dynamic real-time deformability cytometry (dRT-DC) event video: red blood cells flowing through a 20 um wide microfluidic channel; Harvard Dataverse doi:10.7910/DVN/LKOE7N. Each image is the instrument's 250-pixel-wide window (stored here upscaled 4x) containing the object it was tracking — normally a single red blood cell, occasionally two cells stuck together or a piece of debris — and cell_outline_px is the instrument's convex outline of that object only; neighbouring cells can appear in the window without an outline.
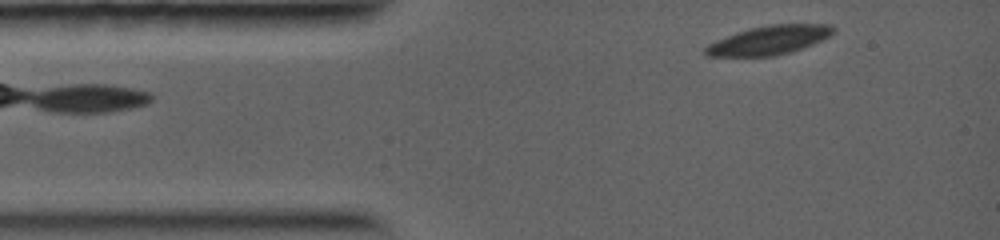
{"species": "common noctule bat (a hibernating species)", "species_latin": "Nyctalus noctula", "temperature_condition": "warm", "stored_images_in_passage": 18, "camera_frame_rate_fps": 5000, "um_per_image_px": 0.085, "animal": {"sex": "female", "body_mass_g": 19.0, "forearm_length_mm": 56.7}, "frame": {"image": 1, "passage_image": 1, "time_ms": 0.0, "image_size_px": [1000, 240], "cell_outline_px": [[836, 32], [812, 44], [792, 52], [776, 56], [704, 56], [704, 48], [708, 44], [716, 40], [736, 32], [748, 28], [768, 24], [832, 24], [836, 28]], "centroid_in_image_um": [65.37, 3.41], "position_along_channel_um": 19.6, "area_um2": 21.73}}
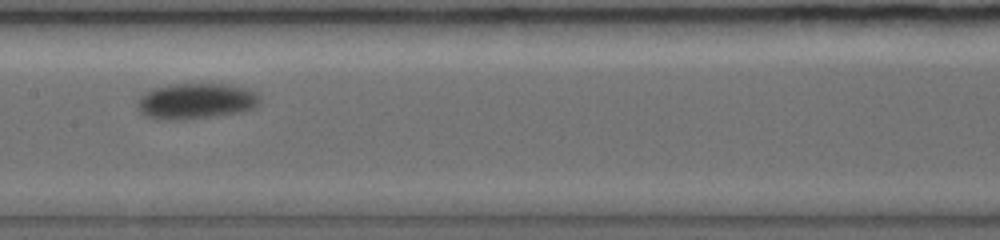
{"frame": {"image": 2, "passage_image": 11, "time_ms": 4.6, "image_size_px": [1000, 240], "cell_outline_px": [[260, 104], [244, 112], [184, 120], [168, 120], [144, 116], [136, 108], [136, 104], [140, 96], [144, 92], [152, 88], [176, 84], [228, 84], [244, 88], [256, 92], [260, 96]], "centroid_in_image_um": [16.64, 8.6], "position_along_channel_um": 190.8, "area_um2": 25.84}}
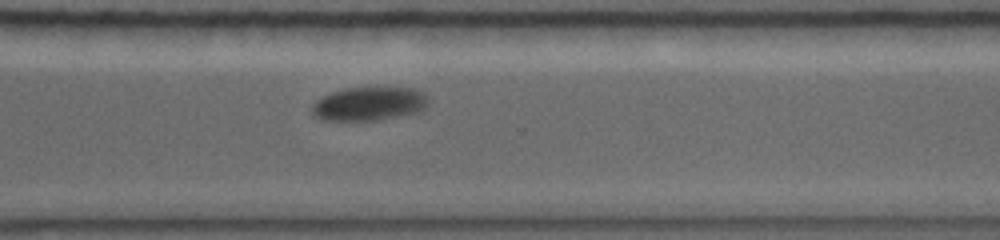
{"frame": {"image": 3, "passage_image": 18, "time_ms": 7.8, "image_size_px": [1000, 240], "cell_outline_px": [[428, 104], [420, 112], [376, 120], [320, 120], [312, 112], [312, 104], [316, 100], [332, 92], [348, 88], [412, 88], [424, 92], [428, 96]], "centroid_in_image_um": [31.4, 8.82], "position_along_channel_um": 339.2, "area_um2": 22.72}}